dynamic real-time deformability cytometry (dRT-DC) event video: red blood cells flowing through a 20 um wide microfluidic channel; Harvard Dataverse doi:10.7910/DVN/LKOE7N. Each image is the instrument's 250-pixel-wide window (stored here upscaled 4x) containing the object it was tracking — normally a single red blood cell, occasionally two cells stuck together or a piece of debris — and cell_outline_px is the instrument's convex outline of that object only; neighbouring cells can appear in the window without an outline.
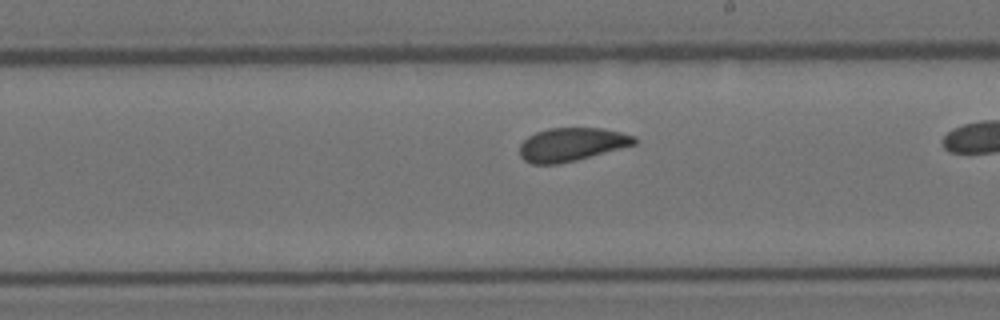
{"species": "Egyptian fruit bat (a non-hibernating species)", "species_latin": "Rousettus aegyptiacus", "temperature_condition": "room temperature", "stored_images_in_passage": 27, "camera_frame_rate_fps": 3000, "um_per_image_px": 0.085, "animal": {"sex": "female"}, "frame": {"image": 1, "passage_image": 16, "time_ms": 5.0, "image_size_px": [1000, 320], "cell_outline_px": [[636, 144], [576, 160], [556, 164], [532, 164], [524, 160], [520, 156], [520, 144], [528, 136], [536, 132], [548, 128], [604, 128], [636, 136]], "centroid_in_image_um": [48.57, 12.27], "position_along_channel_um": 240.4, "area_um2": 22.25}}
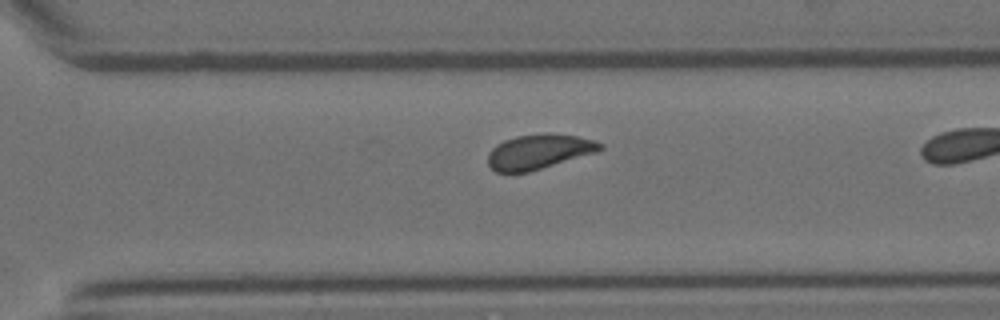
{"frame": {"image": 2, "passage_image": 23, "time_ms": 7.333, "image_size_px": [1000, 320], "cell_outline_px": [[604, 148], [596, 152], [528, 172], [496, 172], [488, 164], [488, 152], [496, 144], [504, 140], [516, 136], [544, 132], [548, 132], [580, 136], [596, 140], [604, 144]], "centroid_in_image_um": [45.83, 12.86], "position_along_channel_um": 324.8, "area_um2": 22.95}}